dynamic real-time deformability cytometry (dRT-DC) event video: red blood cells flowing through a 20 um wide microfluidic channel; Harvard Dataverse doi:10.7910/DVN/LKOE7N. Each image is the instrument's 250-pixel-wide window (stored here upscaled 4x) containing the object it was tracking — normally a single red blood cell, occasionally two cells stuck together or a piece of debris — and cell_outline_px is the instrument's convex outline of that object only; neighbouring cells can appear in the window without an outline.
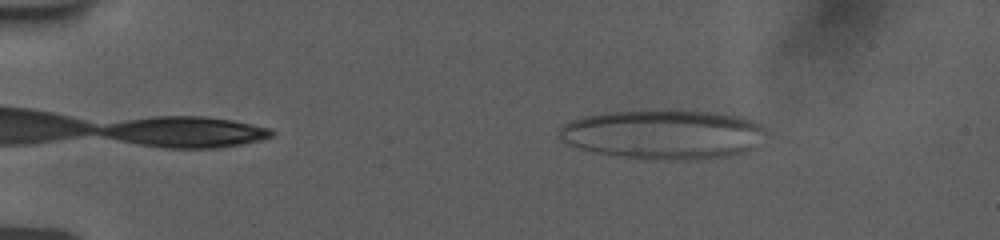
{"species": "human", "species_latin": "Homo sapiens", "temperature_condition": "room temperature", "stored_images_in_passage": 8, "camera_frame_rate_fps": 3000, "um_per_image_px": 0.085, "donor": {"sex": "female"}, "frame": {"image": 1, "passage_image": 1, "time_ms": 0.0, "image_size_px": [1000, 240], "cell_outline_px": [[748, 124], [724, 152], [704, 156], [632, 156], [604, 152], [584, 148], [572, 144], [560, 132], [572, 120], [584, 116], [600, 112], [708, 112], [732, 116]], "centroid_in_image_um": [55.67, 11.31], "position_along_channel_um": 29.3, "area_um2": 49.42}}
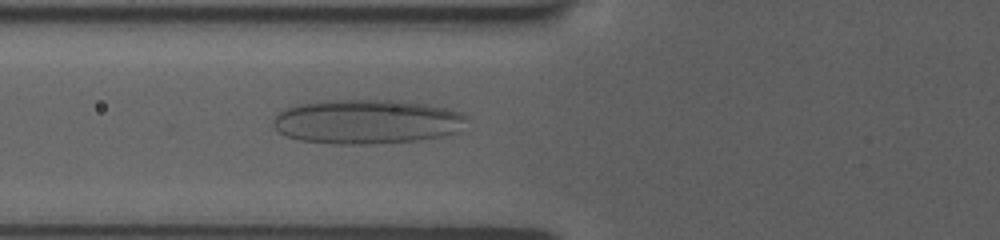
{"frame": {"image": 2, "passage_image": 8, "time_ms": 4.333, "image_size_px": [1000, 240], "cell_outline_px": [[464, 116], [456, 132], [440, 136], [412, 140], [368, 144], [332, 144], [300, 140], [288, 136], [280, 132], [276, 128], [276, 116], [280, 112], [288, 108], [300, 104], [324, 100], [400, 100], [424, 104], [444, 108]], "centroid_in_image_um": [31.1, 10.33], "position_along_channel_um": 94.7, "area_um2": 48.84}}